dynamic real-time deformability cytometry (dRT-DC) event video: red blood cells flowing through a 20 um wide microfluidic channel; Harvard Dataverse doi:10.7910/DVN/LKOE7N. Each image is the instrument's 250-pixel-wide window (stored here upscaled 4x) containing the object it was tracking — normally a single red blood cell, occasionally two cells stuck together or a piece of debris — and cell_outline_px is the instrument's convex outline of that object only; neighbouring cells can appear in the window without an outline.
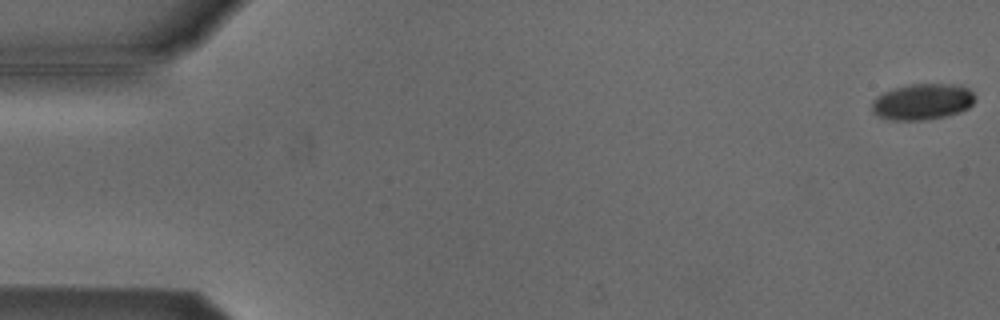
{"species": "Egyptian fruit bat (a non-hibernating species)", "species_latin": "Rousettus aegyptiacus", "temperature_condition": "cold", "stored_images_in_passage": 7, "camera_frame_rate_fps": 3000, "um_per_image_px": 0.085, "animal": {"sex": "male"}, "frame": {"image": 1, "passage_image": 1, "time_ms": 0.0, "image_size_px": [1000, 320], "cell_outline_px": [[976, 100], [968, 108], [960, 112], [928, 120], [892, 120], [880, 116], [872, 112], [872, 100], [876, 96], [892, 88], [912, 84], [956, 84], [968, 88], [976, 96]], "centroid_in_image_um": [78.42, 8.64], "position_along_channel_um": 6.6, "area_um2": 21.85}}